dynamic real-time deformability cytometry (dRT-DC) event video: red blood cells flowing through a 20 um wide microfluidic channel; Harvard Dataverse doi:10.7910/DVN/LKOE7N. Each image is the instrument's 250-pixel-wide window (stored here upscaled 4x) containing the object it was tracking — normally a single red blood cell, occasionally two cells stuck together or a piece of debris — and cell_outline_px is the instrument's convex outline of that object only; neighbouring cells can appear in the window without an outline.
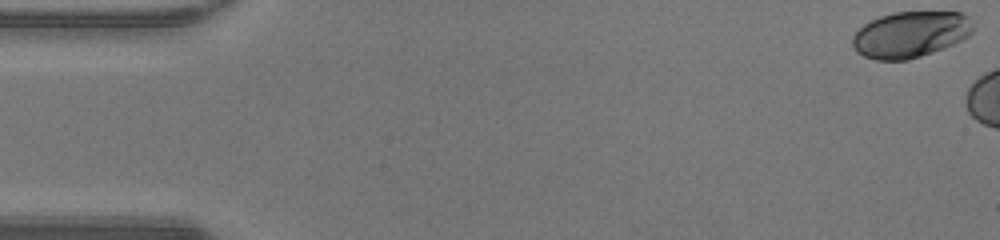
{"species": "human", "species_latin": "Homo sapiens", "temperature_condition": "warm", "stored_images_in_passage": 8, "camera_frame_rate_fps": 3000, "um_per_image_px": 0.085, "donor": {"sex": "male"}, "frame": {"image": 1, "passage_image": 1, "time_ms": 0.0, "image_size_px": [1000, 240], "cell_outline_px": [[976, 28], [968, 36], [944, 48], [908, 60], [876, 60], [864, 56], [856, 52], [852, 44], [852, 36], [864, 24], [880, 16], [892, 12], [964, 12], [968, 16]], "centroid_in_image_um": [77.39, 2.92], "position_along_channel_um": 7.6, "area_um2": 32.54}}